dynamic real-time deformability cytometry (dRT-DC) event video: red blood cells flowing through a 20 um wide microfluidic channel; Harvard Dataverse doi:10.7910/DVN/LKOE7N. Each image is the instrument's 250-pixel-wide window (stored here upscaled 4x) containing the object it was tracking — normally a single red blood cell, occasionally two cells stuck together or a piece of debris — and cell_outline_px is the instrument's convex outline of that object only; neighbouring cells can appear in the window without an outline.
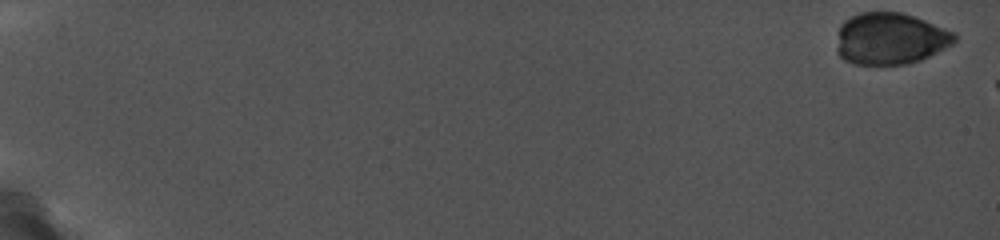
{"species": "common noctule bat (a hibernating species)", "species_latin": "Nyctalus noctula", "temperature_condition": "cold", "stored_images_in_passage": 8, "camera_frame_rate_fps": 5000, "um_per_image_px": 0.085, "animal": {"sex": "female", "body_mass_g": 19.0, "forearm_length_mm": 56.7}, "frame": {"image": 1, "passage_image": 1, "time_ms": 0.0, "image_size_px": [1000, 240], "cell_outline_px": [[956, 40], [952, 44], [920, 60], [908, 64], [852, 64], [844, 60], [836, 52], [836, 48], [840, 24], [844, 20], [860, 12], [900, 12], [924, 20], [956, 32]], "centroid_in_image_um": [75.65, 3.28], "position_along_channel_um": 9.4, "area_um2": 35.55}}